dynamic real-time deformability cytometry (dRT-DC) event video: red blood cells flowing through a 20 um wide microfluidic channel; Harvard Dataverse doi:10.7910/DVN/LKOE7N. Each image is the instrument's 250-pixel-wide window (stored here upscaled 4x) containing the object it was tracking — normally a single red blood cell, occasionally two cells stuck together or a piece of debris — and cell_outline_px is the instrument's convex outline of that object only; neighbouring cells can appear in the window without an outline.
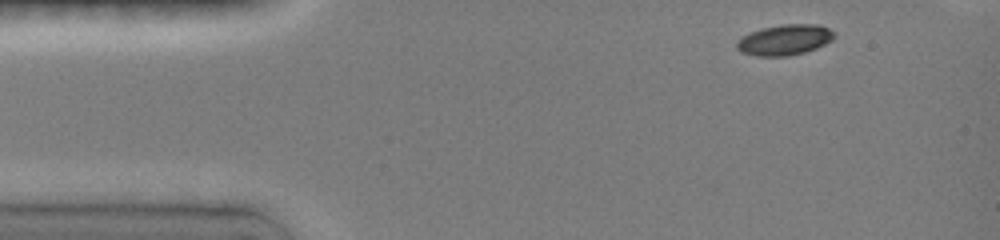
{"species": "common noctule bat (a hibernating species)", "species_latin": "Nyctalus noctula", "temperature_condition": "room temperature", "stored_images_in_passage": 21, "camera_frame_rate_fps": 3000, "um_per_image_px": 0.085, "animal": {"sex": "female", "body_mass_g": 19.0, "forearm_length_mm": 51.5}, "frame": {"image": 1, "passage_image": 1, "time_ms": 0.0, "image_size_px": [1000, 240], "cell_outline_px": [[836, 36], [832, 40], [816, 48], [804, 52], [788, 56], [756, 56], [740, 52], [736, 48], [736, 44], [744, 36], [752, 32], [764, 28], [784, 24], [816, 24], [828, 28]], "centroid_in_image_um": [66.71, 3.4], "position_along_channel_um": 18.3, "area_um2": 17.11}}
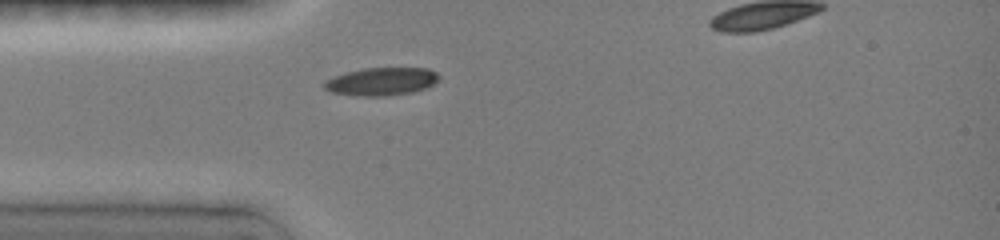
{"frame": {"image": 2, "passage_image": 14, "time_ms": 2.667, "image_size_px": [1000, 240], "cell_outline_px": [[436, 80], [432, 84], [424, 88], [412, 92], [384, 96], [364, 96], [332, 92], [324, 88], [324, 84], [328, 80], [336, 76], [348, 72], [364, 68], [428, 68], [436, 72]], "centroid_in_image_um": [32.42, 6.92], "position_along_channel_um": 52.6, "area_um2": 18.09}}